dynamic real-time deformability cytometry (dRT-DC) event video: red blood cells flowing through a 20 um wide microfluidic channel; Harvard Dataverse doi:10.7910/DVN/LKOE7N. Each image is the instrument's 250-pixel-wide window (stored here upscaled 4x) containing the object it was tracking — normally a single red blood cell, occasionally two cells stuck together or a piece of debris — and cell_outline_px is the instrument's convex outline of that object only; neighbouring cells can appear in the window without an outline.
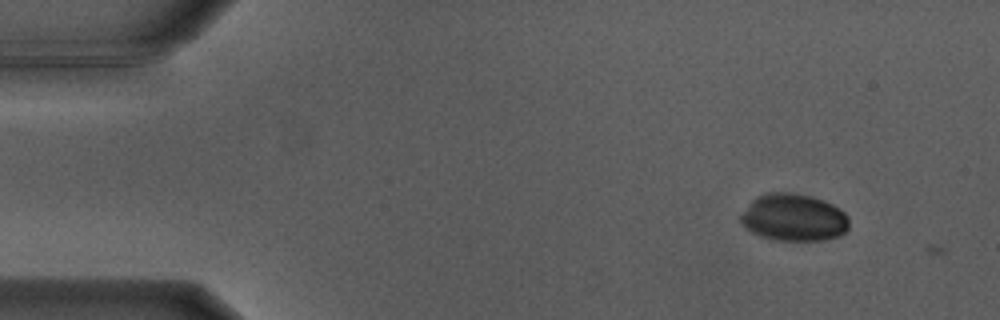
{"species": "Egyptian fruit bat (a non-hibernating species)", "species_latin": "Rousettus aegyptiacus", "temperature_condition": "warm", "stored_images_in_passage": 2, "camera_frame_rate_fps": 3000, "um_per_image_px": 0.085, "animal": {"sex": "male"}, "frame": {"image": 1, "passage_image": 1, "time_ms": 0.0, "image_size_px": [1000, 320], "cell_outline_px": [[848, 228], [840, 236], [820, 240], [776, 240], [760, 236], [752, 232], [740, 220], [740, 216], [752, 200], [756, 196], [768, 192], [784, 192], [812, 196], [824, 200], [832, 204], [844, 212], [848, 216]], "centroid_in_image_um": [67.47, 18.48], "position_along_channel_um": 17.5, "area_um2": 29.65}}